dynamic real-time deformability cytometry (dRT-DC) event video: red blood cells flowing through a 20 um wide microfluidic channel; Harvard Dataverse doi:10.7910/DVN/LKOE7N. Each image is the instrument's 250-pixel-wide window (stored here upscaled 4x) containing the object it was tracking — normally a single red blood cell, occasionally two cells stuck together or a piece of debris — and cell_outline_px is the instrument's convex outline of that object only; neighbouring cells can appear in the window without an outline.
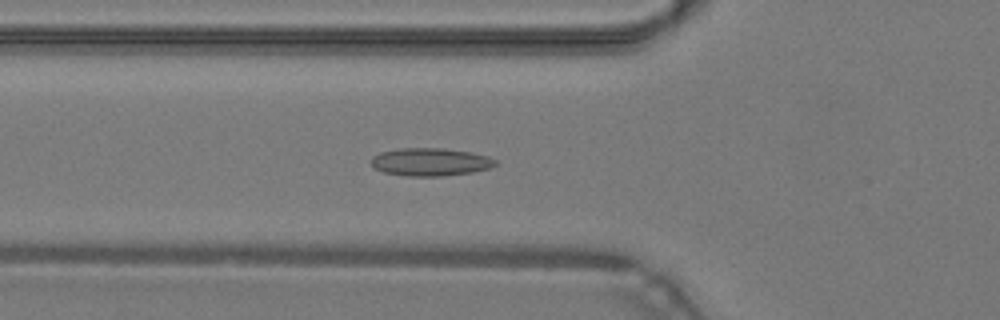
{"species": "common noctule bat (a hibernating species)", "species_latin": "Nyctalus noctula", "temperature_condition": "warm", "stored_images_in_passage": 49, "camera_frame_rate_fps": 3000, "um_per_image_px": 0.085, "animal": {"sex": "male", "body_mass_g": 19.2, "forearm_length_mm": 51.8}, "frame": {"image": 1, "passage_image": 18, "time_ms": 5.667, "image_size_px": [1000, 320], "cell_outline_px": [[496, 164], [488, 168], [472, 172], [440, 176], [408, 176], [384, 172], [372, 168], [372, 156], [380, 152], [400, 148], [444, 148], [468, 152], [488, 156], [496, 160]], "centroid_in_image_um": [36.54, 13.76], "position_along_channel_um": 89.3, "area_um2": 20.06}}
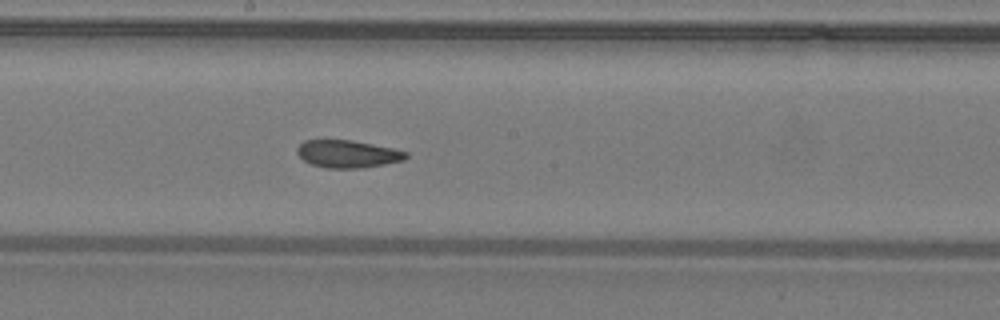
{"frame": {"image": 2, "passage_image": 27, "time_ms": 8.667, "image_size_px": [1000, 320], "cell_outline_px": [[408, 156], [404, 160], [384, 164], [360, 168], [324, 168], [312, 164], [304, 160], [296, 152], [296, 148], [304, 140], [352, 140], [392, 148], [408, 152]], "centroid_in_image_um": [29.54, 13.08], "position_along_channel_um": 218.7, "area_um2": 17.4}}
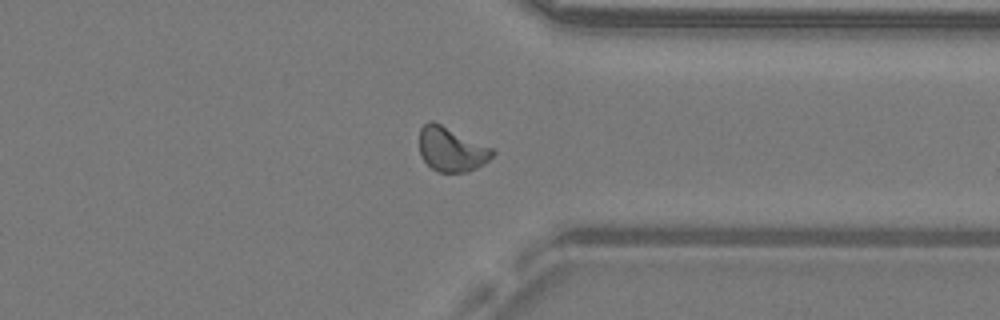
{"frame": {"image": 3, "passage_image": 38, "time_ms": 12.333, "image_size_px": [1000, 320], "cell_outline_px": [[496, 152], [484, 164], [468, 172], [440, 172], [432, 168], [420, 156], [420, 128], [428, 120], [432, 120], [492, 148]], "centroid_in_image_um": [38.36, 12.69], "position_along_channel_um": 373.0, "area_um2": 18.73}, "authors_computed_cell_mechanics": {"area_um2": 18.5538, "velocity_mm_per_s": 4.2934, "shape_relaxation_time_tau1_ms": null, "shape_relaxation_time_tau2_ms": 1.6207, "deformation_change_tau1": null, "deformation_change_tau2": 0.081}}